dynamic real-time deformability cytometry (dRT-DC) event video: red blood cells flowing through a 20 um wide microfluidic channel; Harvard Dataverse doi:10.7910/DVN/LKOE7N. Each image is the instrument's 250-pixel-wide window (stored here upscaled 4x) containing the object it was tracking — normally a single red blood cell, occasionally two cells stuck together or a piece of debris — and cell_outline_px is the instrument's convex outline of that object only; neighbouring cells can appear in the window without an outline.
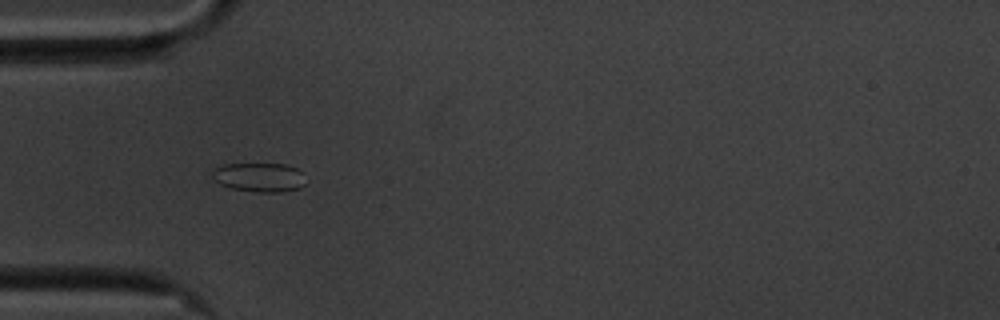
{"species": "common noctule bat (a hibernating species)", "species_latin": "Nyctalus noctula", "temperature_condition": "cold", "stored_images_in_passage": 37, "camera_frame_rate_fps": 3000, "um_per_image_px": 0.085, "animal": {"sex": "male", "body_mass_g": 20.1, "forearm_length_mm": 53.5}, "frame": {"image": 1, "passage_image": 1, "time_ms": 0.0, "image_size_px": [1000, 320], "cell_outline_px": [[304, 184], [300, 188], [280, 192], [256, 192], [232, 188], [220, 184], [212, 176], [212, 168], [224, 164], [284, 164], [296, 168], [304, 172]], "centroid_in_image_um": [22.04, 15.06], "position_along_channel_um": 63.0, "area_um2": 15.9}}
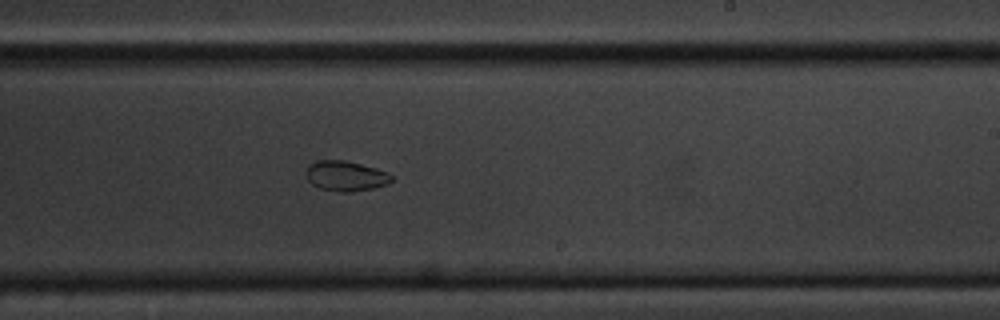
{"frame": {"image": 2, "passage_image": 18, "time_ms": 5.667, "image_size_px": [1000, 320], "cell_outline_px": [[392, 180], [388, 184], [372, 188], [352, 192], [340, 192], [320, 188], [312, 184], [308, 180], [308, 164], [316, 160], [344, 160], [376, 168], [388, 172], [392, 176]], "centroid_in_image_um": [29.4, 14.95], "position_along_channel_um": 259.6, "area_um2": 14.91}}
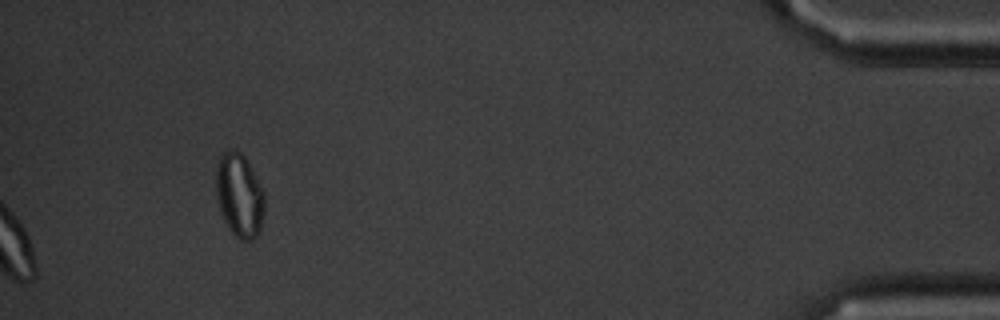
{"frame": {"image": 3, "passage_image": 37, "time_ms": 12.0, "image_size_px": [1000, 320], "cell_outline_px": [[264, 212], [260, 228], [256, 236], [252, 240], [240, 240], [228, 228], [220, 212], [216, 192], [216, 164], [220, 156], [224, 152], [232, 148], [240, 152], [244, 156], [264, 192]], "centroid_in_image_um": [20.33, 16.6], "position_along_channel_um": 414.9, "area_um2": 23.58}}